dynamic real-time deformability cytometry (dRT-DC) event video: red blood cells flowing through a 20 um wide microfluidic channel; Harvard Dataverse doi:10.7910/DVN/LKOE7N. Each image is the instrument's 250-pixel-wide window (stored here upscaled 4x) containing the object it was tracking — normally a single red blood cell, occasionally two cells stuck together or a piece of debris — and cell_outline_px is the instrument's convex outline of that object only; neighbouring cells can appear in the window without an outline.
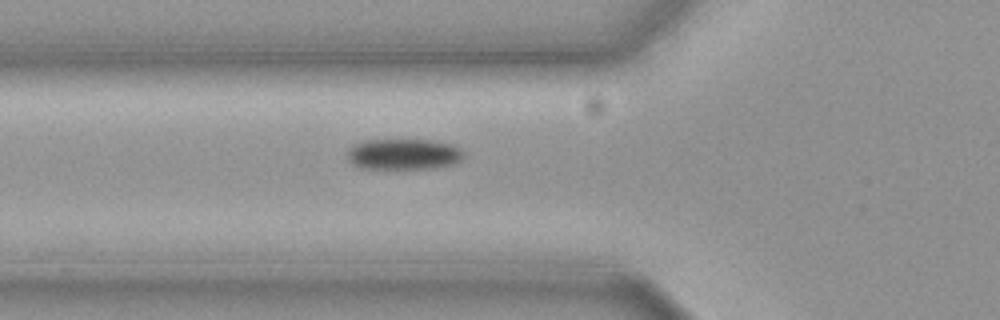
{"species": "common noctule bat (a hibernating species)", "species_latin": "Nyctalus noctula", "temperature_condition": "cold", "stored_images_in_passage": 38, "camera_frame_rate_fps": 3000, "um_per_image_px": 0.085, "animal": {"sex": "female", "body_mass_g": 19.3, "forearm_length_mm": 54.1}, "frame": {"image": 1, "passage_image": 2, "time_ms": 0.333, "image_size_px": [1000, 320], "cell_outline_px": [[464, 156], [460, 160], [452, 164], [432, 168], [360, 168], [352, 164], [348, 160], [348, 152], [352, 144], [364, 140], [432, 140], [452, 144], [460, 148], [464, 152]], "centroid_in_image_um": [34.3, 13.09], "position_along_channel_um": 91.5, "area_um2": 20.92}}
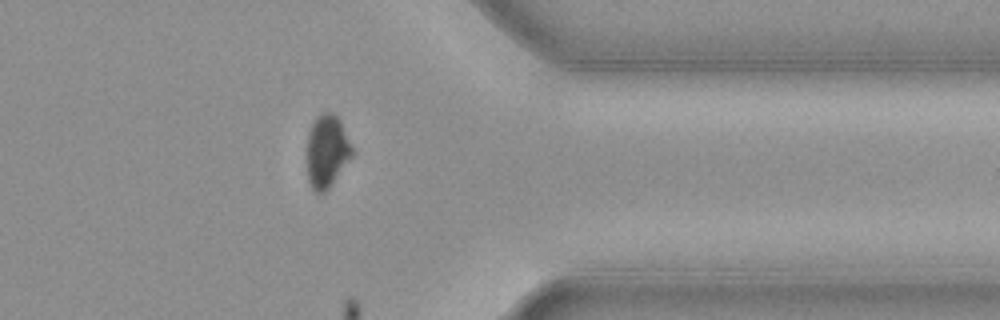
{"frame": {"image": 2, "passage_image": 27, "time_ms": 8.667, "image_size_px": [1000, 320], "cell_outline_px": [[352, 156], [328, 188], [324, 192], [316, 192], [312, 188], [308, 180], [308, 136], [312, 124], [316, 116], [320, 112], [332, 112], [340, 120], [352, 148]], "centroid_in_image_um": [27.78, 12.82], "position_along_channel_um": 383.6, "area_um2": 18.67}}
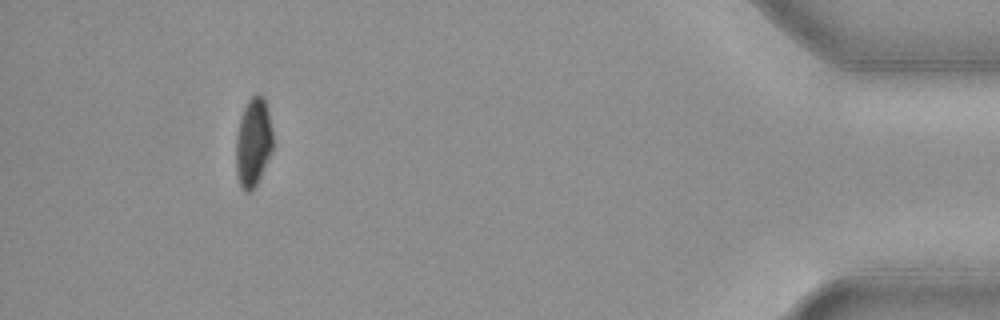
{"frame": {"image": 3, "passage_image": 34, "time_ms": 11.0, "image_size_px": [1000, 320], "cell_outline_px": [[272, 148], [260, 176], [252, 192], [244, 192], [240, 188], [236, 172], [236, 136], [240, 116], [248, 100], [256, 92], [260, 92], [264, 96], [268, 108], [272, 132]], "centroid_in_image_um": [21.5, 12.06], "position_along_channel_um": 413.7, "area_um2": 19.25}}